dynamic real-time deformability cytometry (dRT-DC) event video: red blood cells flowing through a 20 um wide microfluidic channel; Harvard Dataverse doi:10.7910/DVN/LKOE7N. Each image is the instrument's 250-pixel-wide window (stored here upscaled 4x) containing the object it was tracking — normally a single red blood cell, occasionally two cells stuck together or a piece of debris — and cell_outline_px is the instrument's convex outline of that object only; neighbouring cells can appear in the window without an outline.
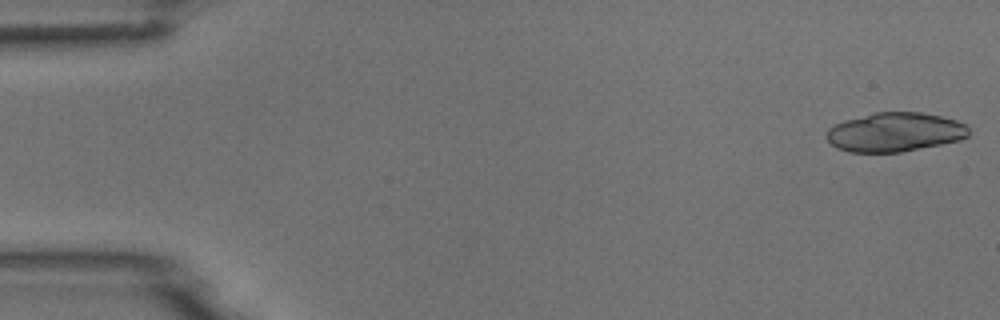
{"species": "common noctule bat (a hibernating species)", "species_latin": "Nyctalus noctula", "temperature_condition": "room temperature", "stored_images_in_passage": 9, "camera_frame_rate_fps": 3000, "um_per_image_px": 0.085, "animal": {"sex": "male", "body_mass_g": 18.8}, "frame": {"image": 1, "passage_image": 1, "time_ms": 0.0, "image_size_px": [1000, 320], "cell_outline_px": [[968, 136], [960, 140], [900, 152], [848, 152], [836, 148], [824, 136], [828, 128], [844, 120], [876, 112], [920, 112], [940, 116], [956, 120], [964, 124], [968, 128]], "centroid_in_image_um": [76.02, 11.23], "position_along_channel_um": 9.0, "area_um2": 32.31}}